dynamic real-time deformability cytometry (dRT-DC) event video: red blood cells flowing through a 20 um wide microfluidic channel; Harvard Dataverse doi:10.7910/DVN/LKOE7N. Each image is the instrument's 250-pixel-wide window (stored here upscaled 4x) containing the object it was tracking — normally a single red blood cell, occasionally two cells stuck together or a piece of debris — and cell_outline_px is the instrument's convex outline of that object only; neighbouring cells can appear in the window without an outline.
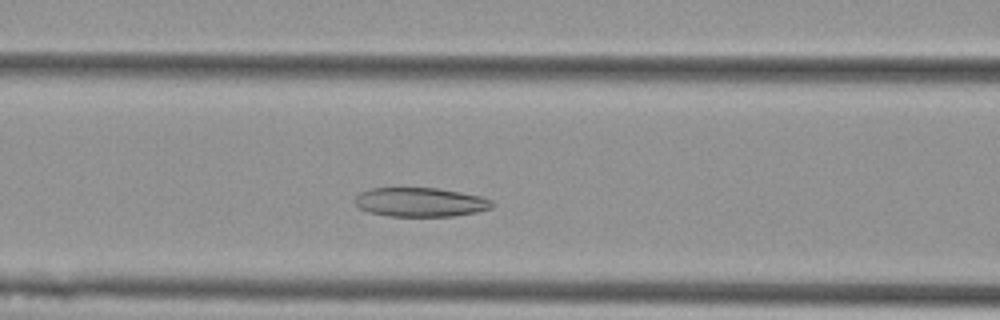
{"species": "Egyptian fruit bat (a non-hibernating species)", "species_latin": "Rousettus aegyptiacus", "temperature_condition": "cold", "stored_images_in_passage": 46, "camera_frame_rate_fps": 3000, "um_per_image_px": 0.085, "animal": {"sex": "female"}, "frame": {"image": 1, "passage_image": 13, "time_ms": 4.0, "image_size_px": [1000, 320], "cell_outline_px": [[492, 208], [476, 212], [452, 216], [388, 216], [368, 212], [360, 208], [352, 200], [360, 192], [368, 188], [400, 184], [436, 188], [460, 192], [480, 196], [492, 200]], "centroid_in_image_um": [35.62, 17.13], "position_along_channel_um": 131.0, "area_um2": 24.28}}
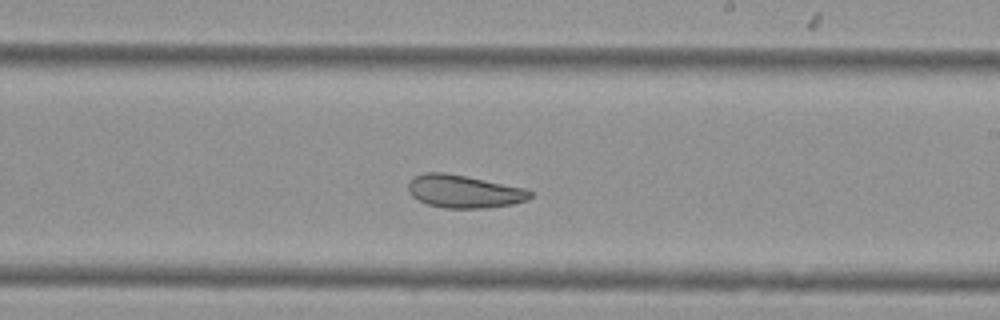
{"frame": {"image": 2, "passage_image": 23, "time_ms": 7.333, "image_size_px": [1000, 320], "cell_outline_px": [[532, 196], [528, 200], [512, 204], [488, 208], [444, 208], [428, 204], [412, 196], [408, 192], [408, 184], [412, 176], [424, 172], [444, 172], [524, 188], [532, 192]], "centroid_in_image_um": [39.41, 16.27], "position_along_channel_um": 249.6, "area_um2": 23.29}}
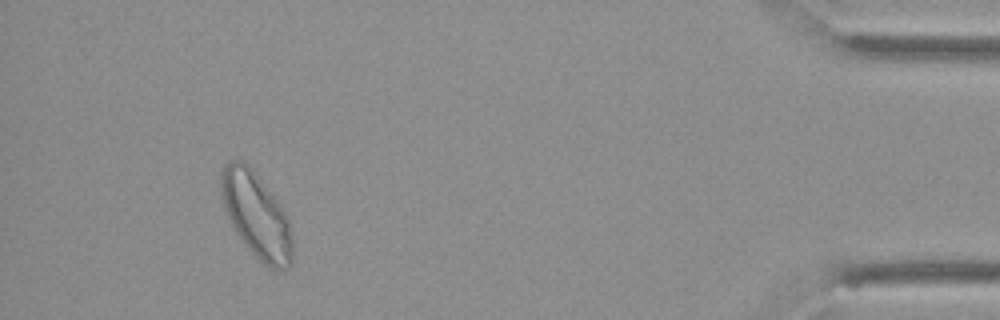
{"frame": {"image": 3, "passage_image": 42, "time_ms": 13.667, "image_size_px": [1000, 320], "cell_outline_px": [[292, 264], [288, 268], [268, 268], [244, 244], [236, 232], [224, 208], [220, 196], [220, 172], [224, 164], [228, 160], [244, 160], [248, 164], [280, 204], [288, 216], [292, 232]], "centroid_in_image_um": [21.78, 18.26], "position_along_channel_um": 413.4, "area_um2": 35.6}, "authors_computed_cell_mechanics": {"area_um2": 26.7903, "velocity_mm_per_s": 3.5721, "shape_relaxation_time_tau1_ms": 5.4632, "shape_relaxation_time_tau2_ms": 4.0229, "deformation_change_tau1": 0.1245, "deformation_change_tau2": 0.1037}}